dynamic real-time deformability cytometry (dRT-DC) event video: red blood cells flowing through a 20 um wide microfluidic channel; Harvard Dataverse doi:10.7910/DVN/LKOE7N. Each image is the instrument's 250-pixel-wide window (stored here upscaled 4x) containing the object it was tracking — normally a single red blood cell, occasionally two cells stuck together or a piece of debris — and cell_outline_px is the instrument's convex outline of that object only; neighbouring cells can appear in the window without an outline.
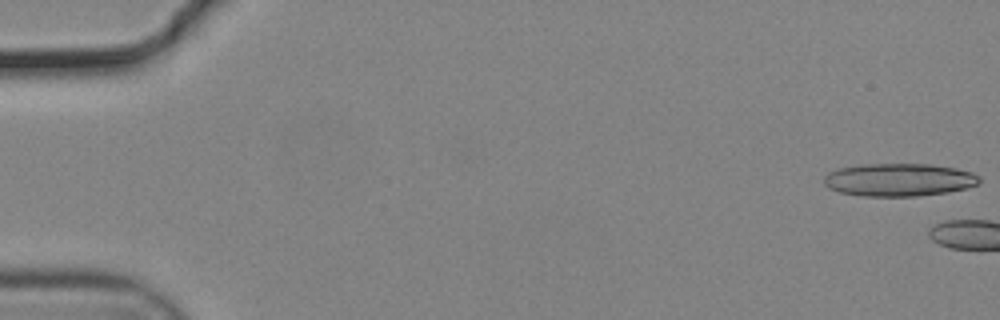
{"species": "common noctule bat (a hibernating species)", "species_latin": "Nyctalus noctula", "temperature_condition": "cold", "stored_images_in_passage": 4, "camera_frame_rate_fps": 3000, "um_per_image_px": 0.085, "animal": {"sex": "male", "body_mass_g": 19.2, "forearm_length_mm": 51.8}, "frame": {"image": 1, "passage_image": 1, "time_ms": 0.0, "image_size_px": [1000, 320], "cell_outline_px": [[980, 184], [968, 188], [948, 192], [920, 196], [860, 196], [840, 192], [828, 188], [824, 184], [824, 176], [828, 172], [840, 168], [864, 164], [932, 164], [956, 168], [972, 172], [980, 176]], "centroid_in_image_um": [76.45, 15.28], "position_along_channel_um": 8.6, "area_um2": 30.06}}